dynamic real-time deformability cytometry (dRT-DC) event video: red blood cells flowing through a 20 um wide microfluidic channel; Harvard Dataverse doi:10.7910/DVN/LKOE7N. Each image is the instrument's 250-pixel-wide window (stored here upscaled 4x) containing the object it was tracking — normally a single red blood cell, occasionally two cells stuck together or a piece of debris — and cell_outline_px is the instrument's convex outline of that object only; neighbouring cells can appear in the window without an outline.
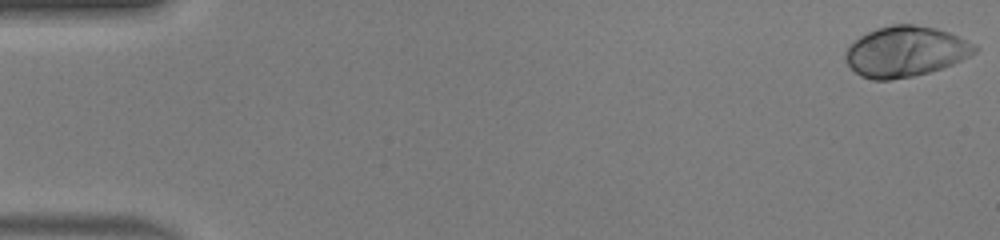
{"species": "human", "species_latin": "Homo sapiens", "temperature_condition": "warm", "stored_images_in_passage": 50, "camera_frame_rate_fps": 3000, "um_per_image_px": 0.085, "donor": {"sex": "male"}, "frame": {"image": 1, "passage_image": 1, "time_ms": 0.0, "image_size_px": [1000, 240], "cell_outline_px": [[980, 48], [976, 52], [952, 64], [928, 72], [912, 76], [888, 80], [872, 80], [860, 76], [848, 64], [844, 56], [844, 52], [860, 36], [876, 28], [892, 24], [912, 24], [936, 28], [948, 32], [976, 44]], "centroid_in_image_um": [76.96, 4.37], "position_along_channel_um": 8.0, "area_um2": 37.8}}
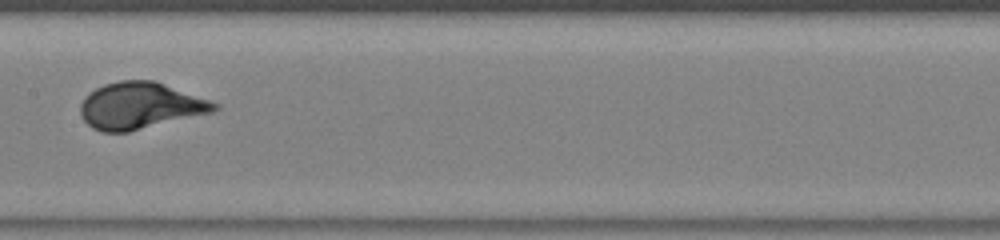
{"frame": {"image": 2, "passage_image": 26, "time_ms": 8.333, "image_size_px": [1000, 240], "cell_outline_px": [[220, 108], [212, 112], [128, 132], [104, 132], [92, 128], [84, 120], [80, 112], [80, 104], [84, 96], [88, 92], [104, 84], [120, 80], [152, 80], [164, 84], [220, 104]], "centroid_in_image_um": [11.88, 8.98], "position_along_channel_um": 195.5, "area_um2": 36.18}}
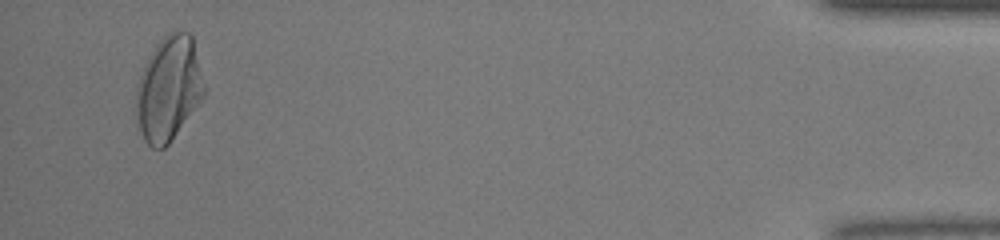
{"frame": {"image": 3, "passage_image": 48, "time_ms": 15.667, "image_size_px": [1000, 240], "cell_outline_px": [[204, 96], [168, 144], [164, 148], [152, 148], [144, 140], [140, 128], [136, 104], [136, 88], [140, 76], [156, 44], [168, 32], [188, 32], [192, 36], [204, 84]], "centroid_in_image_um": [14.34, 7.53], "position_along_channel_um": 420.9, "area_um2": 40.4}, "authors_computed_cell_mechanics": {"area_um2": 36.2984, "velocity_mm_per_s": 4.1374, "shape_relaxation_time_tau1_ms": 2.7198, "shape_relaxation_time_tau2_ms": null, "deformation_change_tau1": 0.1854, "deformation_change_tau2": null}}